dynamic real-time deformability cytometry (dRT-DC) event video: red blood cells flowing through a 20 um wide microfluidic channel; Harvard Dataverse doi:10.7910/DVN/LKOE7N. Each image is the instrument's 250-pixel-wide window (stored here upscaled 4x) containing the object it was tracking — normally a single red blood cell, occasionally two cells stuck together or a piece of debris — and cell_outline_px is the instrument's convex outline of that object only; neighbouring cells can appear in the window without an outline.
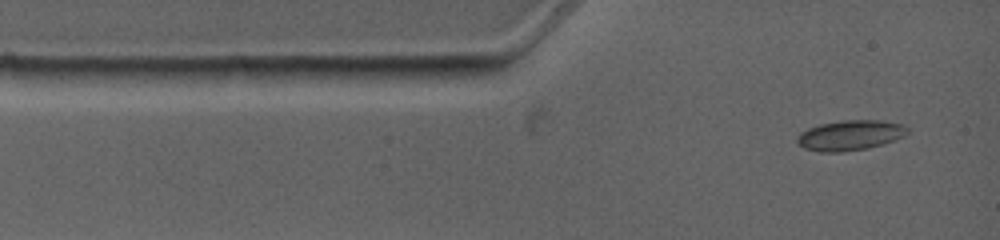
{"species": "common noctule bat (a hibernating species)", "species_latin": "Nyctalus noctula", "temperature_condition": "warm", "stored_images_in_passage": 4, "camera_frame_rate_fps": 4500, "um_per_image_px": 0.085, "animal": {"sex": "female", "body_mass_g": 19.0, "forearm_length_mm": 53.3}, "frame": {"image": 1, "passage_image": 1, "time_ms": 0.0, "image_size_px": [1000, 240], "cell_outline_px": [[908, 132], [904, 136], [868, 148], [840, 152], [820, 152], [804, 148], [796, 140], [796, 136], [800, 132], [808, 128], [820, 124], [844, 120], [880, 120], [900, 124], [908, 128]], "centroid_in_image_um": [72.21, 11.49], "position_along_channel_um": 12.8, "area_um2": 19.19}}
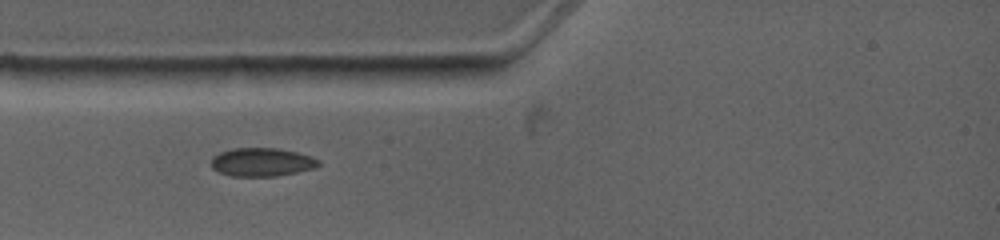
{"frame": {"image": 2, "passage_image": 3, "time_ms": 2.0, "image_size_px": [1000, 240], "cell_outline_px": [[320, 164], [312, 168], [296, 172], [276, 176], [232, 176], [220, 172], [212, 168], [212, 156], [220, 152], [232, 148], [276, 148], [296, 152], [312, 156], [320, 160]], "centroid_in_image_um": [22.24, 13.77], "position_along_channel_um": 62.8, "area_um2": 17.69}}
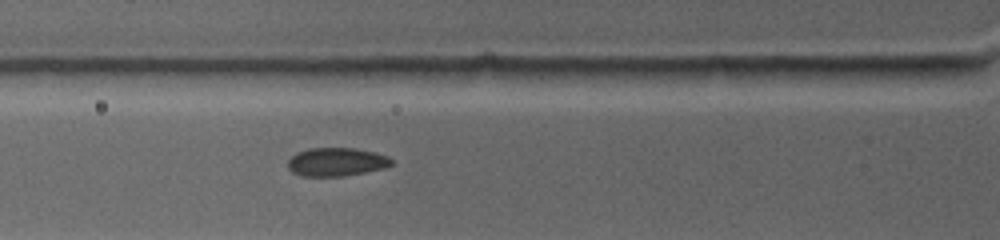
{"frame": {"image": 3, "passage_image": 4, "time_ms": 2.889, "image_size_px": [1000, 240], "cell_outline_px": [[392, 164], [380, 168], [364, 172], [340, 176], [304, 176], [292, 172], [288, 168], [288, 160], [296, 152], [308, 148], [356, 148], [376, 152], [388, 156], [392, 160]], "centroid_in_image_um": [28.56, 13.74], "position_along_channel_um": 97.2, "area_um2": 17.05}}